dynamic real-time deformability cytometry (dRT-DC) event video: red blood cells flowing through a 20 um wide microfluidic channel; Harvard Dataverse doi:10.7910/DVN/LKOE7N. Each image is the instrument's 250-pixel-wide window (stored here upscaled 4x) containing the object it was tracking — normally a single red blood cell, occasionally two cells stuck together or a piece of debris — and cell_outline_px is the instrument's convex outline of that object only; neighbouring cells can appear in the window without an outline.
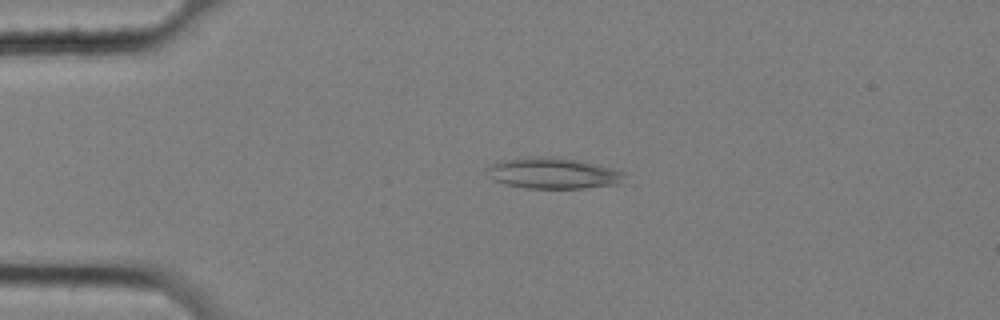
{"species": "common noctule bat (a hibernating species)", "species_latin": "Nyctalus noctula", "temperature_condition": "cold", "stored_images_in_passage": 57, "camera_frame_rate_fps": 3000, "um_per_image_px": 0.085, "animal": {"sex": "female", "body_mass_g": 25.1}, "frame": {"image": 1, "passage_image": 12, "time_ms": 3.667, "image_size_px": [1000, 320], "cell_outline_px": [[628, 172], [620, 184], [580, 188], [528, 188], [504, 184], [492, 180], [484, 172], [484, 168], [500, 160], [536, 156], [548, 156], [576, 160], [596, 164]], "centroid_in_image_um": [46.98, 14.72], "position_along_channel_um": 38.0, "area_um2": 25.09}}
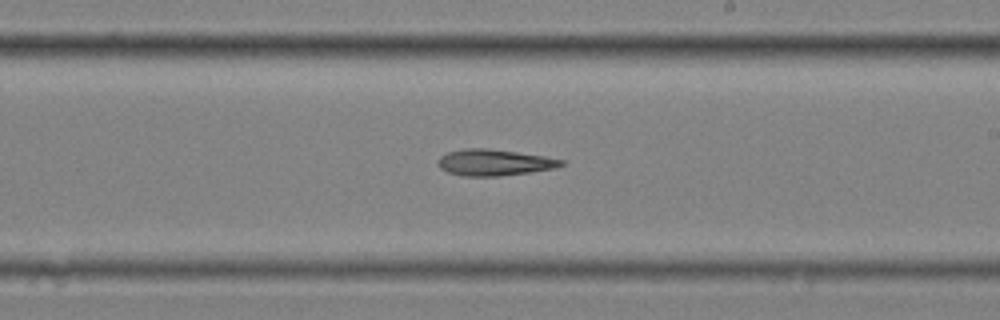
{"frame": {"image": 2, "passage_image": 33, "time_ms": 10.667, "image_size_px": [1000, 320], "cell_outline_px": [[564, 164], [556, 168], [500, 176], [460, 176], [448, 172], [440, 168], [436, 164], [436, 160], [440, 156], [448, 152], [464, 148], [488, 148], [544, 156], [564, 160]], "centroid_in_image_um": [41.96, 13.81], "position_along_channel_um": 247.0, "area_um2": 18.96}}
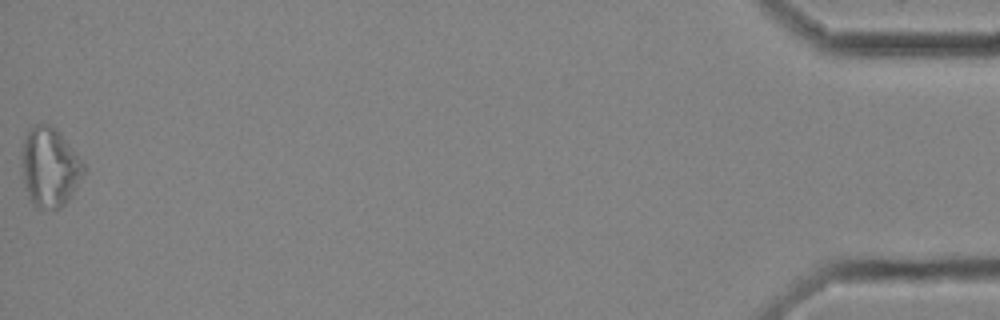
{"frame": {"image": 3, "passage_image": 57, "time_ms": 18.667, "image_size_px": [1000, 320], "cell_outline_px": [[84, 172], [68, 200], [60, 208], [36, 208], [32, 204], [28, 196], [24, 184], [20, 156], [20, 152], [24, 140], [28, 132], [36, 124], [48, 124], [56, 128], [60, 132], [84, 160]], "centroid_in_image_um": [4.22, 14.19], "position_along_channel_um": 431.0, "area_um2": 28.84}}